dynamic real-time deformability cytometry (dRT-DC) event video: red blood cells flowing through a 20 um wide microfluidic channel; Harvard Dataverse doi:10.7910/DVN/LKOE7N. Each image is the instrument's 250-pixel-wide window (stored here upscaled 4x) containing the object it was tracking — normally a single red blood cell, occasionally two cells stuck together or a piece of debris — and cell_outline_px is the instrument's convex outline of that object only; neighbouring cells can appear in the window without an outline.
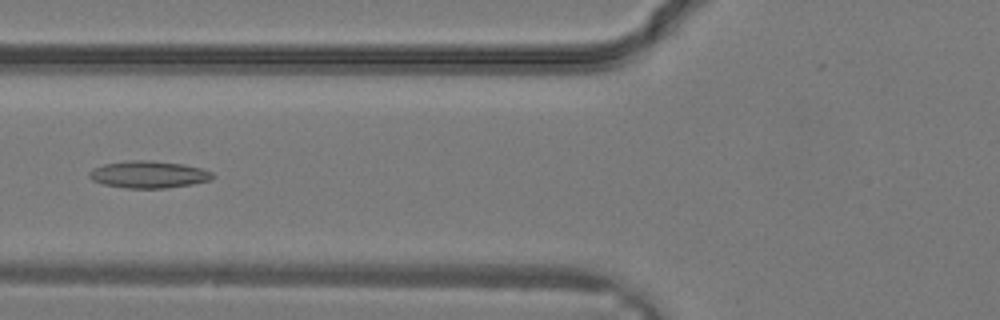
{"species": "common noctule bat (a hibernating species)", "species_latin": "Nyctalus noctula", "temperature_condition": "warm", "stored_images_in_passage": 33, "camera_frame_rate_fps": 3000, "um_per_image_px": 0.085, "animal": {"sex": "male", "body_mass_g": 19.2, "forearm_length_mm": 51.8}, "frame": {"image": 1, "passage_image": 14, "time_ms": 4.333, "image_size_px": [1000, 320], "cell_outline_px": [[216, 176], [212, 180], [192, 184], [164, 188], [124, 188], [104, 184], [92, 180], [88, 176], [88, 172], [92, 168], [104, 164], [124, 160], [148, 160], [184, 164], [200, 168], [212, 172]], "centroid_in_image_um": [12.62, 14.82], "position_along_channel_um": 113.2, "area_um2": 19.65}}
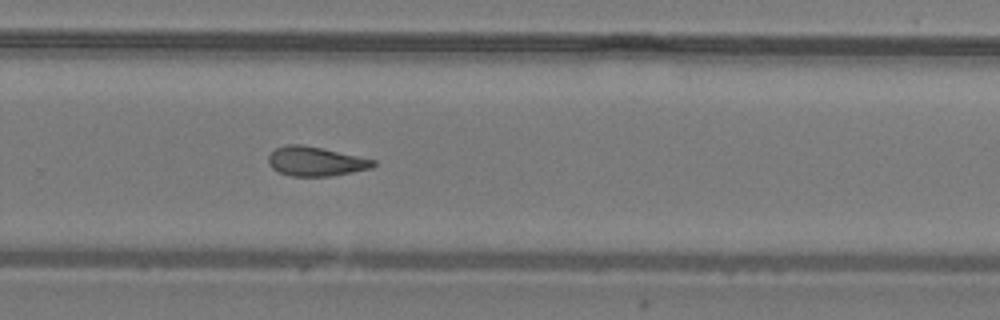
{"frame": {"image": 2, "passage_image": 23, "time_ms": 7.333, "image_size_px": [1000, 320], "cell_outline_px": [[376, 164], [372, 168], [332, 176], [292, 176], [280, 172], [272, 168], [268, 164], [268, 156], [276, 148], [284, 144], [304, 144], [324, 148], [376, 160]], "centroid_in_image_um": [26.83, 13.7], "position_along_channel_um": 303.0, "area_um2": 18.09}}
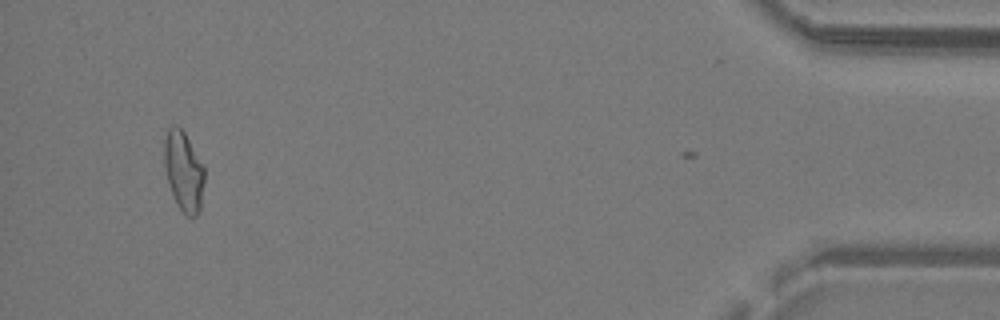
{"frame": {"image": 3, "passage_image": 32, "time_ms": 10.333, "image_size_px": [1000, 320], "cell_outline_px": [[204, 180], [200, 212], [196, 216], [184, 216], [176, 204], [168, 180], [164, 164], [164, 140], [168, 128], [172, 124], [176, 124], [184, 132], [204, 168]], "centroid_in_image_um": [15.6, 14.58], "position_along_channel_um": 419.6, "area_um2": 18.61}}